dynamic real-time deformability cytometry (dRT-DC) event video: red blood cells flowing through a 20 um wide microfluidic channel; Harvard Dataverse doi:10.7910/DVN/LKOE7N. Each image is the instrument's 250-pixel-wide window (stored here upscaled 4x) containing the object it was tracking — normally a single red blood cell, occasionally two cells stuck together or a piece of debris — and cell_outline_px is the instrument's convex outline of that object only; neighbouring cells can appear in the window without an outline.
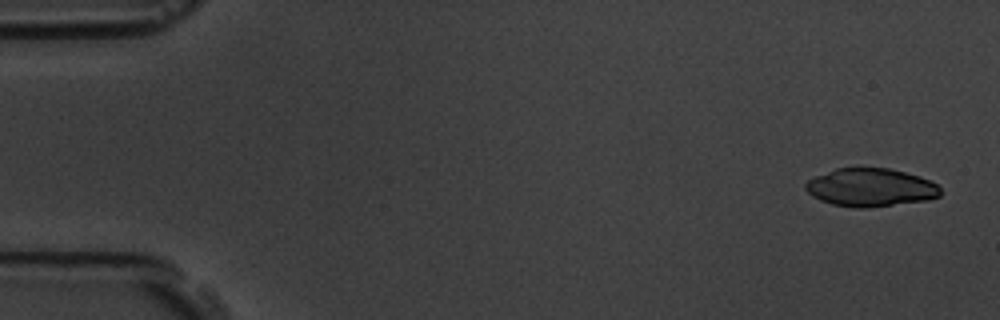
{"species": "common noctule bat (a hibernating species)", "species_latin": "Nyctalus noctula", "temperature_condition": "room temperature", "stored_images_in_passage": 4, "camera_frame_rate_fps": 3000, "um_per_image_px": 0.085, "animal": {"sex": "male", "body_mass_g": 19.5, "forearm_length_mm": 54.6}, "frame": {"image": 1, "passage_image": 1, "time_ms": 0.0, "image_size_px": [1000, 320], "cell_outline_px": [[940, 196], [928, 200], [868, 208], [856, 208], [832, 204], [820, 200], [812, 196], [804, 188], [804, 184], [808, 180], [816, 176], [836, 168], [888, 168], [920, 176], [936, 184], [940, 188]], "centroid_in_image_um": [73.99, 15.94], "position_along_channel_um": 11.0, "area_um2": 29.94}}